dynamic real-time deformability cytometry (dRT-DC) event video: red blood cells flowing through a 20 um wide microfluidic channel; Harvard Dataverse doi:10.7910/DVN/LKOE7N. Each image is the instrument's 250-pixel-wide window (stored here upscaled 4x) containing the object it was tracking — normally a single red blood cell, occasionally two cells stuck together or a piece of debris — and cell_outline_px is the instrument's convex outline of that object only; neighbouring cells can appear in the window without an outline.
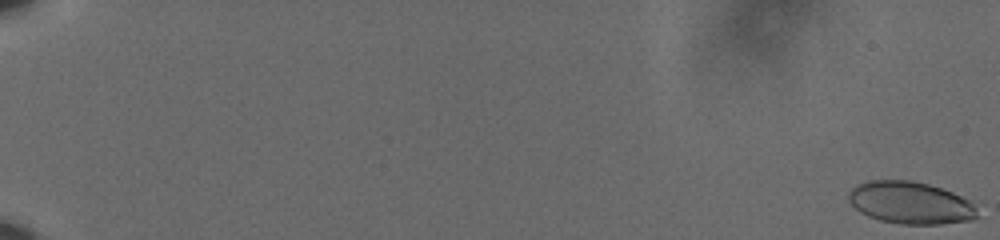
{"species": "human", "species_latin": "Homo sapiens", "temperature_condition": "cold", "stored_images_in_passage": 61, "camera_frame_rate_fps": 3000, "um_per_image_px": 0.085, "donor": {"sex": "male"}, "frame": {"image": 1, "passage_image": 1, "time_ms": 0.0, "image_size_px": [1000, 240], "cell_outline_px": [[980, 216], [972, 220], [940, 224], [900, 224], [880, 220], [868, 216], [860, 212], [848, 200], [848, 192], [856, 184], [868, 180], [912, 180], [928, 184], [952, 192], [968, 200], [972, 204]], "centroid_in_image_um": [77.36, 17.23], "position_along_channel_um": 7.6, "area_um2": 31.73}}
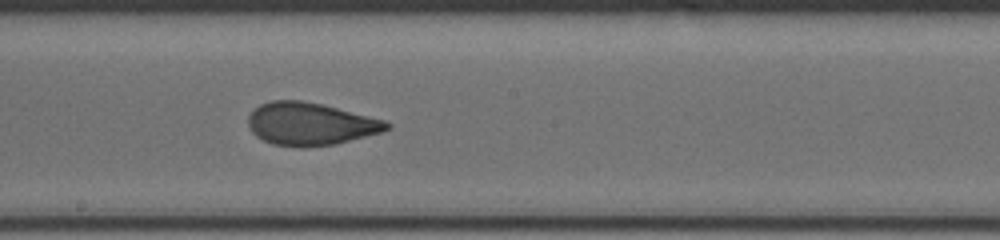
{"frame": {"image": 2, "passage_image": 38, "time_ms": 12.333, "image_size_px": [1000, 240], "cell_outline_px": [[392, 128], [380, 132], [336, 144], [272, 144], [256, 136], [252, 132], [248, 124], [248, 116], [260, 104], [272, 100], [300, 100], [320, 104], [384, 120], [392, 124]], "centroid_in_image_um": [26.38, 10.49], "position_along_channel_um": 221.8, "area_um2": 33.29}}
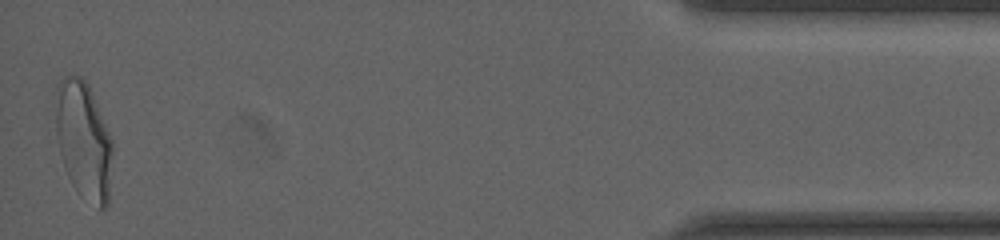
{"frame": {"image": 3, "passage_image": 61, "time_ms": 20.0, "image_size_px": [1000, 240], "cell_outline_px": [[112, 152], [108, 204], [104, 212], [80, 196], [76, 192], [64, 168], [56, 136], [56, 88], [60, 80], [64, 76], [80, 76], [88, 84], [112, 140]], "centroid_in_image_um": [7.1, 11.98], "position_along_channel_um": 428.1, "area_um2": 39.02}, "authors_computed_cell_mechanics": {"area_um2": 33.9286, "velocity_mm_per_s": 3.6123, "shape_relaxation_time_tau1_ms": 5.991, "shape_relaxation_time_tau2_ms": 0.9802, "deformation_change_tau1": 0.1688, "deformation_change_tau2": 0.0733}}